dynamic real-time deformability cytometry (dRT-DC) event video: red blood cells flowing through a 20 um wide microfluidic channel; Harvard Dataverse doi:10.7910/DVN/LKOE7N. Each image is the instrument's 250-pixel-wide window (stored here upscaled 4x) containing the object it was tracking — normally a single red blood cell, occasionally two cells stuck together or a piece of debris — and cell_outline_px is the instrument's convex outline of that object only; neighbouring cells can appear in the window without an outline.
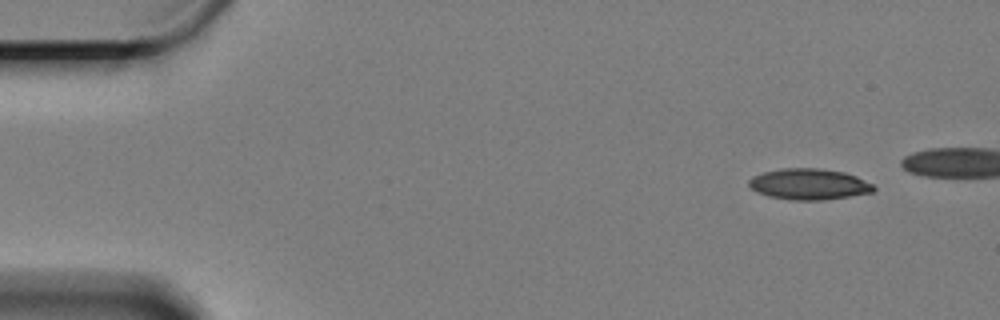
{"species": "Egyptian fruit bat (a non-hibernating species)", "species_latin": "Rousettus aegyptiacus", "temperature_condition": "cold", "stored_images_in_passage": 49, "camera_frame_rate_fps": 3000, "um_per_image_px": 0.085, "animal": {"sex": "female"}, "frame": {"image": 1, "passage_image": 1, "time_ms": 0.0, "image_size_px": [1000, 320], "cell_outline_px": [[876, 188], [872, 192], [848, 196], [820, 200], [788, 200], [768, 196], [756, 192], [748, 184], [748, 180], [752, 176], [764, 172], [784, 168], [820, 168], [844, 172], [856, 176], [872, 184]], "centroid_in_image_um": [68.73, 15.65], "position_along_channel_um": 16.3, "area_um2": 22.48}}
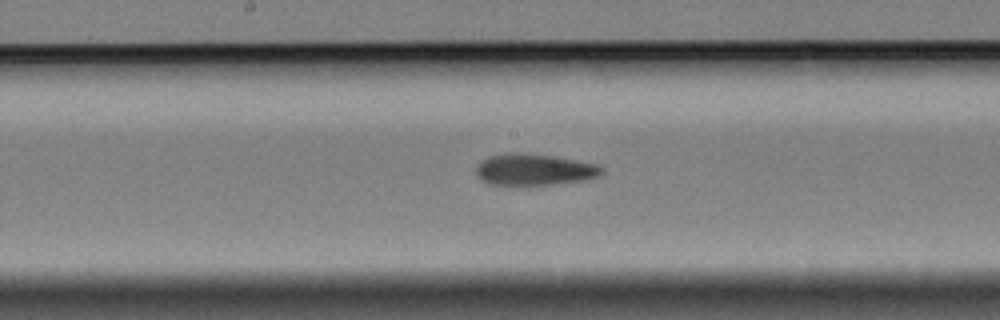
{"frame": {"image": 2, "passage_image": 27, "time_ms": 8.667, "image_size_px": [1000, 320], "cell_outline_px": [[604, 172], [600, 176], [588, 180], [552, 184], [488, 184], [480, 180], [476, 176], [476, 168], [480, 160], [488, 156], [516, 152], [520, 152], [556, 156], [596, 164], [604, 168]], "centroid_in_image_um": [45.42, 14.41], "position_along_channel_um": 202.8, "area_um2": 23.24}}
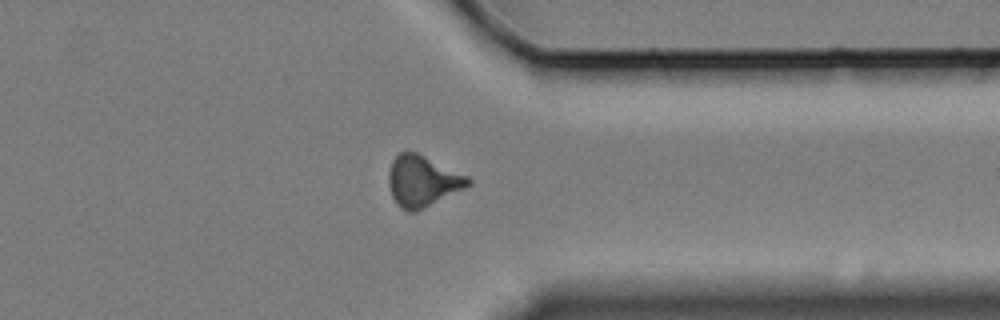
{"frame": {"image": 3, "passage_image": 43, "time_ms": 14.0, "image_size_px": [1000, 320], "cell_outline_px": [[472, 184], [416, 212], [408, 212], [400, 208], [396, 204], [392, 196], [388, 184], [388, 172], [392, 160], [400, 152], [416, 152], [468, 176], [472, 180]], "centroid_in_image_um": [35.89, 15.41], "position_along_channel_um": 375.5, "area_um2": 23.58}}